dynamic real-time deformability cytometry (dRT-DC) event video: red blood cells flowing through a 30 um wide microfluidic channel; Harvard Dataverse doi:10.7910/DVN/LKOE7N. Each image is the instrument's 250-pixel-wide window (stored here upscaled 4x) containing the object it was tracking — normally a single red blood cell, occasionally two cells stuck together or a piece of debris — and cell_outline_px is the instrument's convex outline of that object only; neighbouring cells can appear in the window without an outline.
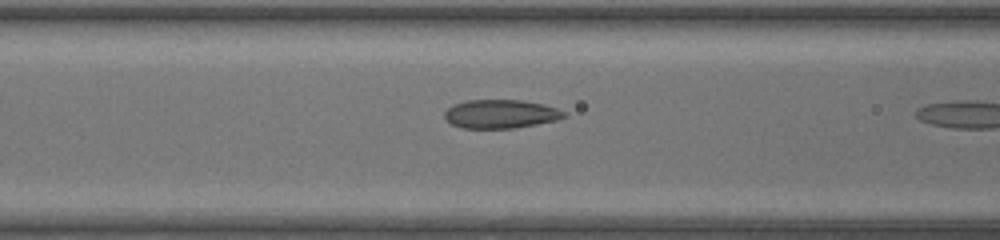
{"species": "common noctule bat (a hibernating species)", "species_latin": "Nyctalus noctula", "temperature_condition": "warm", "stored_images_in_passage": 12, "camera_frame_rate_fps": 3000, "um_per_image_px": 0.085, "animal": {"sex": "female", "body_mass_g": 17.0, "forearm_length_mm": 48.0}, "frame": {"image": 1, "passage_image": 7, "time_ms": 2.0, "image_size_px": [1000, 240], "cell_outline_px": [[568, 116], [556, 120], [536, 124], [512, 128], [464, 128], [452, 124], [444, 116], [444, 112], [452, 104], [468, 100], [524, 100], [544, 104], [568, 112]], "centroid_in_image_um": [42.59, 9.67], "position_along_channel_um": 124.0, "area_um2": 20.0}}
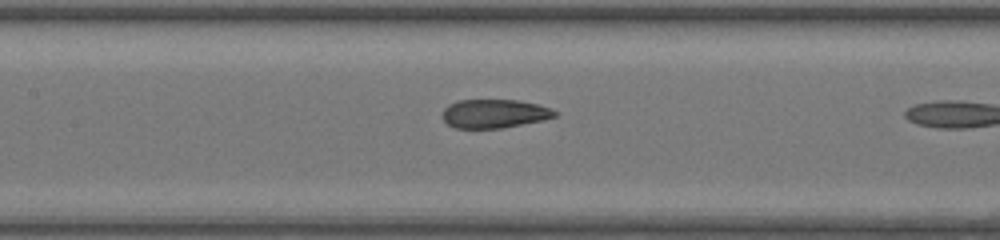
{"frame": {"image": 2, "passage_image": 10, "time_ms": 3.0, "image_size_px": [1000, 240], "cell_outline_px": [[560, 116], [544, 120], [500, 128], [456, 128], [448, 124], [444, 120], [444, 108], [448, 104], [456, 100], [520, 100], [552, 108], [560, 112]], "centroid_in_image_um": [42.09, 9.65], "position_along_channel_um": 165.3, "area_um2": 18.96}}